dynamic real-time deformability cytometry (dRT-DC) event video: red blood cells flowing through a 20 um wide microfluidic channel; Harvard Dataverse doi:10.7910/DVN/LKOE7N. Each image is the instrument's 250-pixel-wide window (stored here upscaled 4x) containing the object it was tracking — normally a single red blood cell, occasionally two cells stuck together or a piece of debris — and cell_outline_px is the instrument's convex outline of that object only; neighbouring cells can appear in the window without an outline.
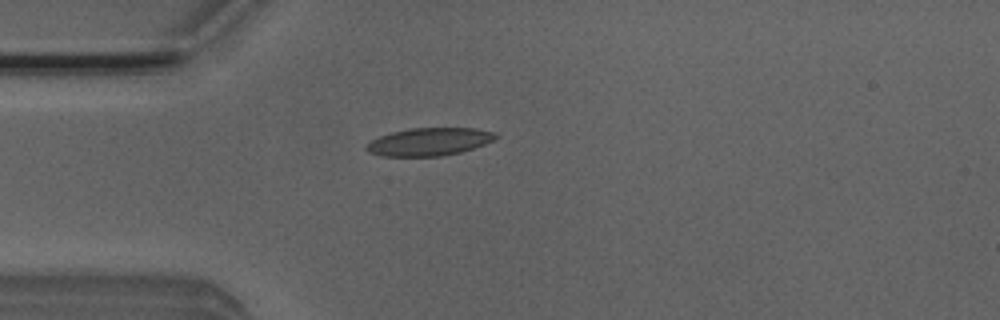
{"species": "Egyptian fruit bat (a non-hibernating species)", "species_latin": "Rousettus aegyptiacus", "temperature_condition": "room temperature", "stored_images_in_passage": 39, "camera_frame_rate_fps": 3000, "um_per_image_px": 0.085, "animal": {"sex": "male"}, "frame": {"image": 1, "passage_image": 1, "time_ms": 0.0, "image_size_px": [1000, 320], "cell_outline_px": [[500, 136], [484, 144], [460, 152], [440, 156], [384, 156], [368, 152], [364, 148], [372, 140], [380, 136], [392, 132], [408, 128], [472, 128], [496, 132]], "centroid_in_image_um": [36.48, 12.04], "position_along_channel_um": 48.5, "area_um2": 20.81}}
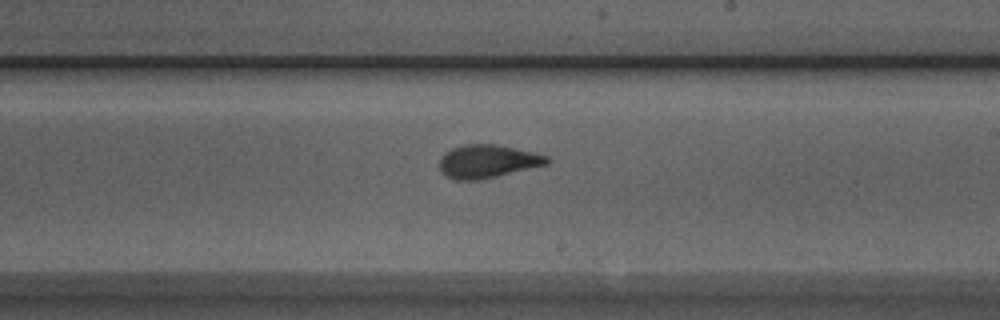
{"frame": {"image": 2, "passage_image": 17, "time_ms": 5.333, "image_size_px": [1000, 320], "cell_outline_px": [[552, 160], [548, 164], [480, 180], [456, 180], [440, 172], [440, 156], [444, 152], [452, 148], [464, 144], [492, 144], [532, 152], [548, 156]], "centroid_in_image_um": [41.42, 13.72], "position_along_channel_um": 247.6, "area_um2": 20.69}}
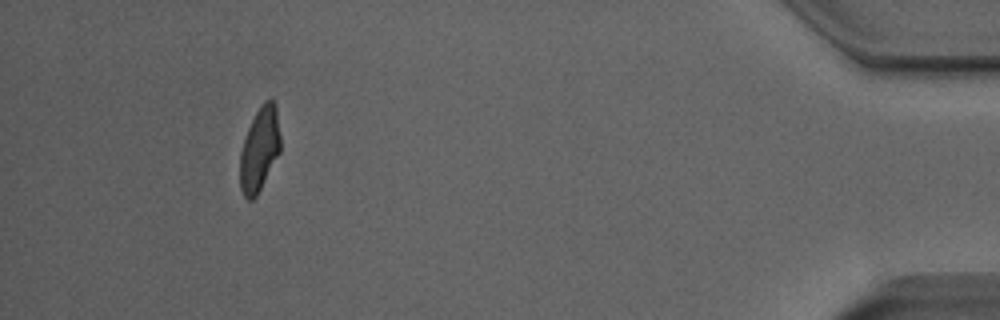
{"frame": {"image": 3, "passage_image": 35, "time_ms": 11.333, "image_size_px": [1000, 320], "cell_outline_px": [[280, 152], [256, 196], [252, 200], [248, 200], [244, 196], [240, 188], [240, 152], [248, 128], [260, 104], [264, 100], [272, 100], [276, 104], [280, 136]], "centroid_in_image_um": [22.06, 12.68], "position_along_channel_um": 413.1, "area_um2": 19.65}, "authors_computed_cell_mechanics": {"area_um2": 20.4034, "velocity_mm_per_s": 3.9362, "shape_relaxation_time_tau1_ms": 6.0724, "shape_relaxation_time_tau2_ms": 1.26, "deformation_change_tau1": 0.182, "deformation_change_tau2": 0.0721}}